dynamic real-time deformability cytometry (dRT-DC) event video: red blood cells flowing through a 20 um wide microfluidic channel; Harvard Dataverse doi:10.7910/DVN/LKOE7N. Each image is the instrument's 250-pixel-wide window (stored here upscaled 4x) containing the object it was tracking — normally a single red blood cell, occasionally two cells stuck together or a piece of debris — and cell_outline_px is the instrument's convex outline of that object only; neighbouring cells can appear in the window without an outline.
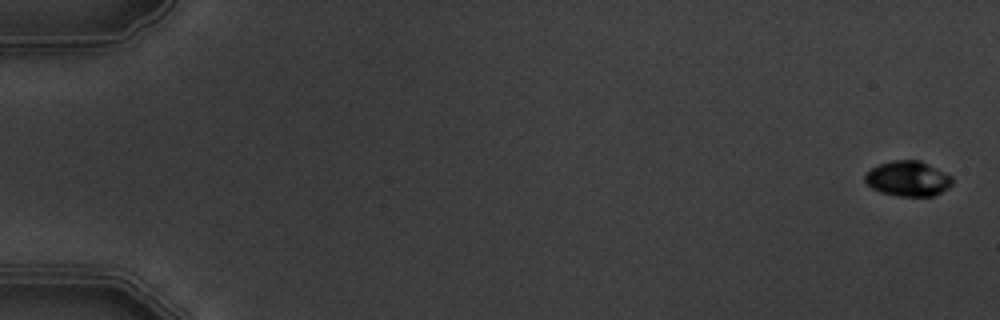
{"species": "common noctule bat (a hibernating species)", "species_latin": "Nyctalus noctula", "temperature_condition": "warm", "stored_images_in_passage": 5, "camera_frame_rate_fps": 3000, "um_per_image_px": 0.085, "animal": {"sex": "male", "body_mass_g": 19.5, "forearm_length_mm": 54.6}, "frame": {"image": 1, "passage_image": 1, "time_ms": 0.0, "image_size_px": [1000, 320], "cell_outline_px": [[952, 184], [936, 196], [896, 196], [880, 192], [872, 188], [864, 180], [864, 176], [872, 168], [880, 164], [892, 160], [920, 160], [952, 176]], "centroid_in_image_um": [77.18, 15.19], "position_along_channel_um": 7.8, "area_um2": 17.86}}
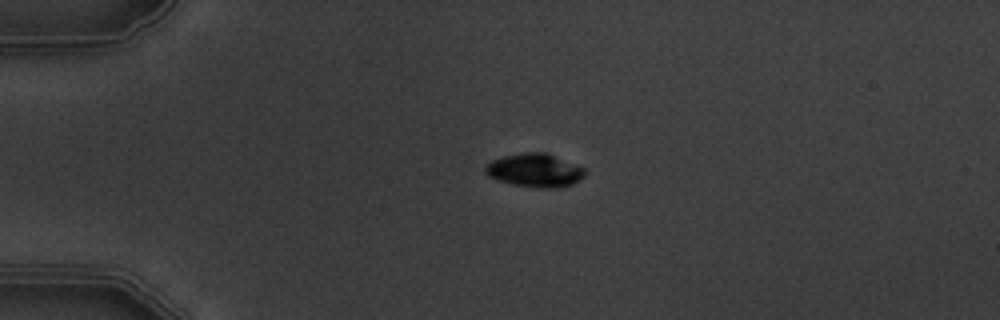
{"frame": {"image": 2, "passage_image": 4, "time_ms": 4.333, "image_size_px": [1000, 320], "cell_outline_px": [[584, 176], [580, 180], [564, 188], [540, 188], [512, 184], [496, 180], [488, 176], [484, 172], [484, 168], [492, 160], [504, 156], [524, 152], [548, 152], [584, 168]], "centroid_in_image_um": [45.46, 14.48], "position_along_channel_um": 39.5, "area_um2": 19.59}}